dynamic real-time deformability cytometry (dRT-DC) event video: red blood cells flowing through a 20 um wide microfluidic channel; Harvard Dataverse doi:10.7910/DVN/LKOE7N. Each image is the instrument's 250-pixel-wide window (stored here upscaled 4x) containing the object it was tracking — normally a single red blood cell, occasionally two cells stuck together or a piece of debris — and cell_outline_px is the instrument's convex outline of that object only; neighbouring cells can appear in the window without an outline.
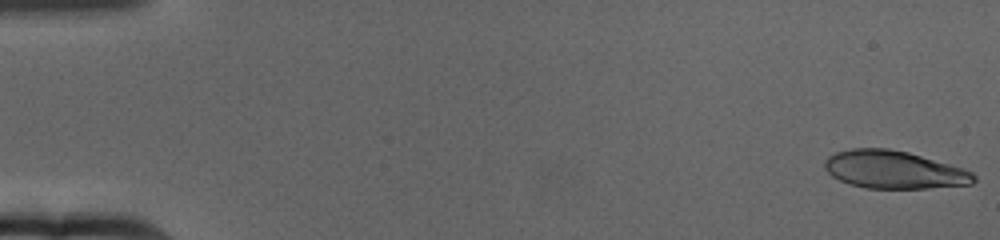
{"species": "human", "species_latin": "Homo sapiens", "temperature_condition": "cold", "stored_images_in_passage": 65, "camera_frame_rate_fps": 3000, "um_per_image_px": 0.085, "donor": {"sex": "female"}, "frame": {"image": 1, "passage_image": 1, "time_ms": 0.0, "image_size_px": [1000, 240], "cell_outline_px": [[976, 180], [972, 184], [928, 188], [864, 188], [848, 184], [832, 176], [824, 168], [824, 160], [828, 156], [836, 152], [852, 148], [888, 148], [908, 152], [964, 168], [972, 172], [976, 176]], "centroid_in_image_um": [75.98, 14.42], "position_along_channel_um": 9.0, "area_um2": 33.0}}
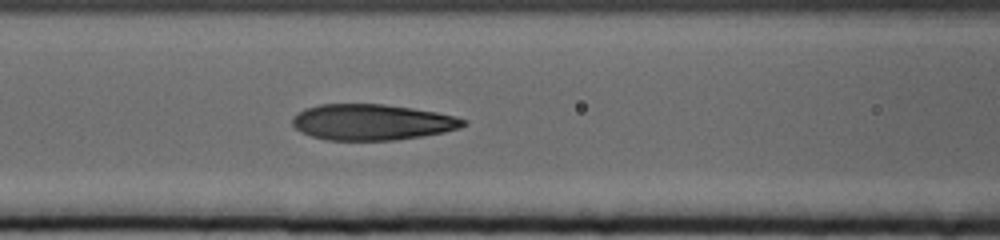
{"frame": {"image": 2, "passage_image": 28, "time_ms": 9.0, "image_size_px": [1000, 240], "cell_outline_px": [[468, 124], [460, 128], [444, 132], [396, 140], [328, 140], [312, 136], [300, 132], [292, 124], [292, 116], [304, 108], [320, 104], [384, 104], [412, 108], [436, 112], [456, 116], [468, 120]], "centroid_in_image_um": [31.63, 10.38], "position_along_channel_um": 135.0, "area_um2": 35.95}}
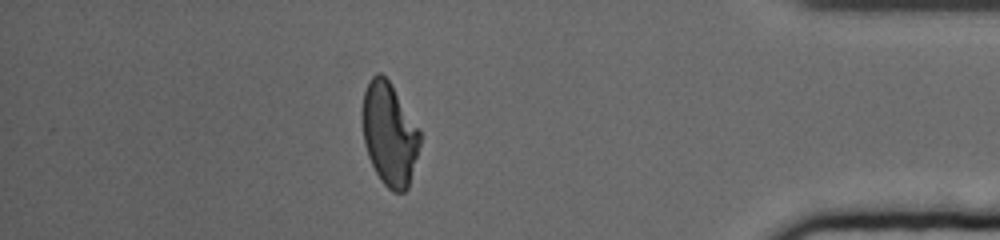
{"frame": {"image": 3, "passage_image": 57, "time_ms": 18.667, "image_size_px": [1000, 240], "cell_outline_px": [[420, 144], [408, 188], [404, 192], [392, 192], [380, 180], [368, 156], [364, 144], [364, 92], [372, 76], [376, 72], [380, 72], [392, 84], [420, 132]], "centroid_in_image_um": [33.11, 11.42], "position_along_channel_um": 402.1, "area_um2": 33.87}, "authors_computed_cell_mechanics": {"area_um2": 35.6626, "velocity_mm_per_s": 3.1347, "shape_relaxation_time_tau1_ms": 9.7558, "shape_relaxation_time_tau2_ms": 1.5302, "deformation_change_tau1": 0.2637, "deformation_change_tau2": 0.0856}}